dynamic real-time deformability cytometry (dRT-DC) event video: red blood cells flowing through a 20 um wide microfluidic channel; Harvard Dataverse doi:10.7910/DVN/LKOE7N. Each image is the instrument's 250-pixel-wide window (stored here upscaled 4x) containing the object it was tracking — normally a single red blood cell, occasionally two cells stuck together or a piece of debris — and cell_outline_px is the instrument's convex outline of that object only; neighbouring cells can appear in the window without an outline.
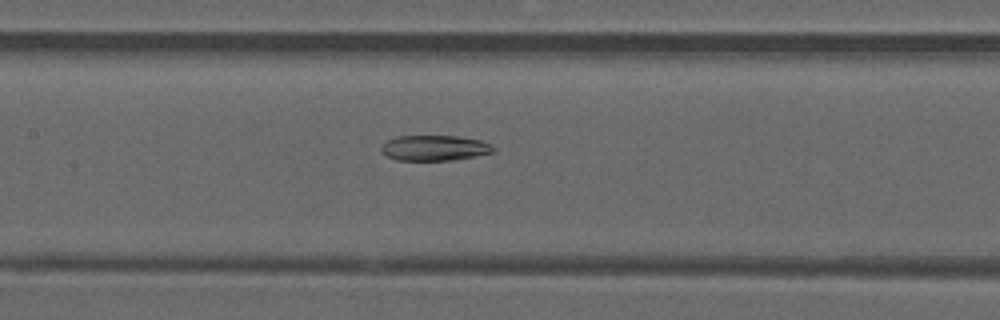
{"species": "common noctule bat (a hibernating species)", "species_latin": "Nyctalus noctula", "temperature_condition": "warm", "stored_images_in_passage": 50, "camera_frame_rate_fps": 3000, "um_per_image_px": 0.085, "animal": {"sex": "male", "forearm_length_mm": 52.5}, "frame": {"image": 1, "passage_image": 24, "time_ms": 7.667, "image_size_px": [1000, 320], "cell_outline_px": [[496, 152], [456, 160], [396, 160], [380, 152], [380, 148], [388, 140], [396, 136], [460, 136], [480, 140], [496, 148]], "centroid_in_image_um": [36.95, 12.58], "position_along_channel_um": 170.4, "area_um2": 16.7}}
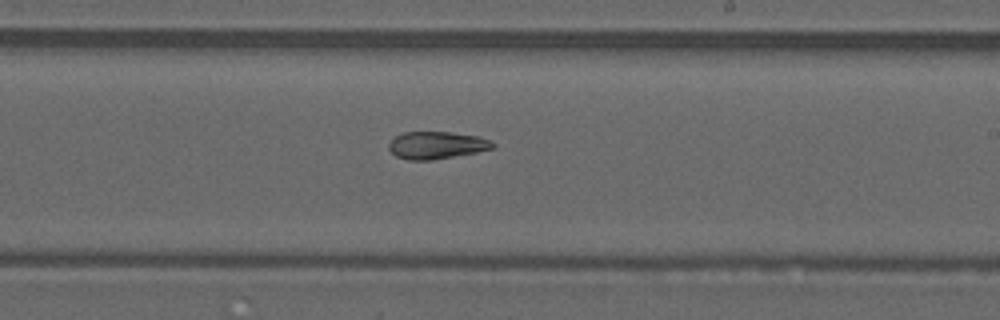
{"frame": {"image": 2, "passage_image": 30, "time_ms": 9.667, "image_size_px": [1000, 320], "cell_outline_px": [[496, 148], [476, 152], [432, 160], [408, 160], [396, 156], [388, 148], [388, 144], [396, 136], [404, 132], [452, 132], [476, 136], [488, 140], [496, 144]], "centroid_in_image_um": [37.11, 12.34], "position_along_channel_um": 251.9, "area_um2": 16.47}}
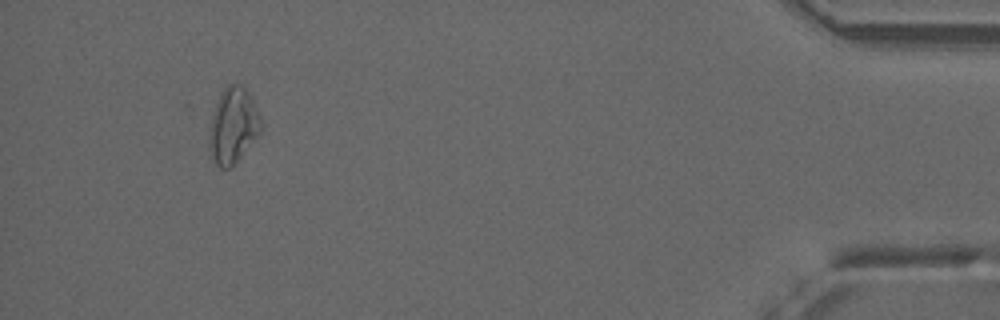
{"frame": {"image": 3, "passage_image": 47, "time_ms": 15.333, "image_size_px": [1000, 320], "cell_outline_px": [[260, 132], [236, 160], [228, 168], [220, 168], [216, 164], [208, 148], [208, 132], [212, 116], [216, 104], [224, 88], [228, 84], [244, 84], [256, 108], [260, 120]], "centroid_in_image_um": [19.77, 10.65], "position_along_channel_um": 415.4, "area_um2": 22.2}}